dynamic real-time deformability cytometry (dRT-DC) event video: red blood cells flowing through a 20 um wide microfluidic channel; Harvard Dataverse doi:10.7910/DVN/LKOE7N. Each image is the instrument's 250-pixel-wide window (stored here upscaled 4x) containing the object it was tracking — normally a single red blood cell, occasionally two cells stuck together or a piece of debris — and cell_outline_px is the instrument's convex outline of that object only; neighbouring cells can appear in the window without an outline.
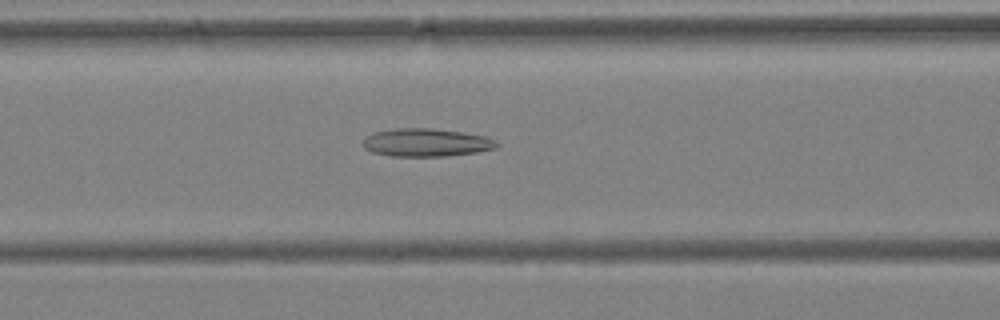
{"species": "Egyptian fruit bat (a non-hibernating species)", "species_latin": "Rousettus aegyptiacus", "temperature_condition": "warm", "stored_images_in_passage": 32, "camera_frame_rate_fps": 3000, "um_per_image_px": 0.085, "animal": {"sex": "female"}, "frame": {"image": 1, "passage_image": 5, "time_ms": 1.333, "image_size_px": [1000, 320], "cell_outline_px": [[500, 144], [496, 148], [476, 152], [444, 156], [392, 156], [372, 152], [364, 148], [364, 140], [368, 136], [376, 132], [396, 128], [428, 128], [460, 132], [484, 136], [496, 140]], "centroid_in_image_um": [36.25, 12.12], "position_along_channel_um": 130.3, "area_um2": 21.56}}
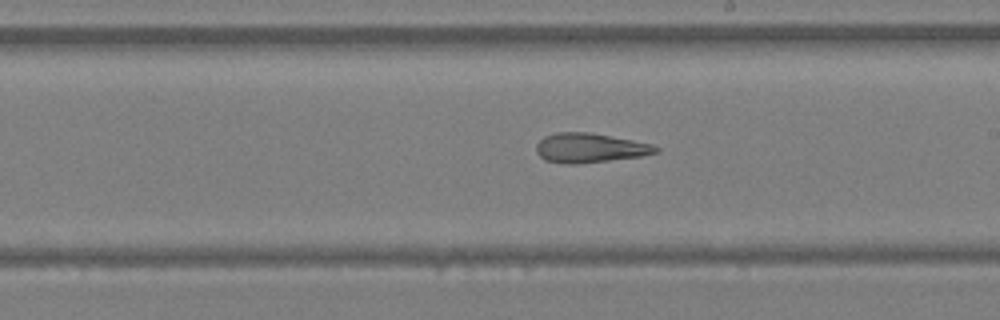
{"frame": {"image": 2, "passage_image": 13, "time_ms": 4.0, "image_size_px": [1000, 320], "cell_outline_px": [[660, 152], [640, 156], [576, 164], [568, 164], [544, 160], [536, 152], [536, 144], [544, 136], [556, 132], [588, 132], [632, 140], [652, 144], [660, 148]], "centroid_in_image_um": [50.11, 12.57], "position_along_channel_um": 238.9, "area_um2": 20.4}}
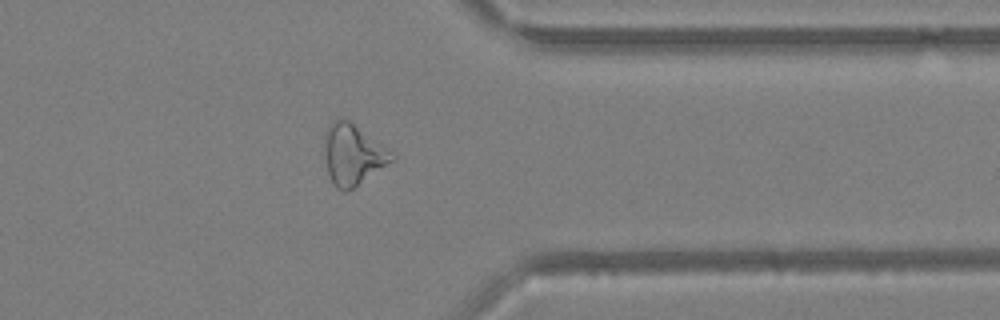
{"frame": {"image": 3, "passage_image": 24, "time_ms": 7.667, "image_size_px": [1000, 320], "cell_outline_px": [[396, 156], [392, 160], [352, 188], [344, 192], [336, 188], [328, 172], [324, 156], [324, 136], [332, 120], [340, 116], [348, 120]], "centroid_in_image_um": [29.92, 13.11], "position_along_channel_um": 381.5, "area_um2": 23.06}}